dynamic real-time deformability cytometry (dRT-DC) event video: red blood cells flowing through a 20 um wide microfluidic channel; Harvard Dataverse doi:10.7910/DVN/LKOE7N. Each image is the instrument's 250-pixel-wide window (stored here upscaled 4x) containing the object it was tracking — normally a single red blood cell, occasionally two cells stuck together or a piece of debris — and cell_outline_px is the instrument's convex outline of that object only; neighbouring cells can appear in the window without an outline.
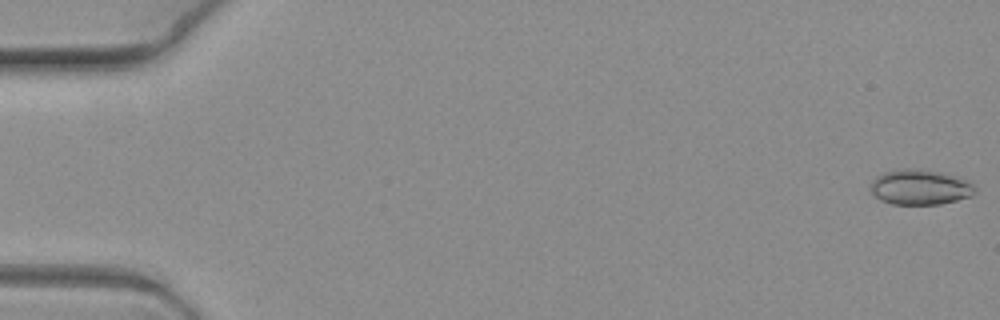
{"species": "common noctule bat (a hibernating species)", "species_latin": "Nyctalus noctula", "temperature_condition": "warm", "stored_images_in_passage": 7, "camera_frame_rate_fps": 3000, "um_per_image_px": 0.085, "animal": {"sex": "female", "body_mass_g": 19.3, "forearm_length_mm": 54.1}, "frame": {"image": 1, "passage_image": 1, "time_ms": 0.0, "image_size_px": [1000, 320], "cell_outline_px": [[976, 192], [972, 196], [940, 204], [892, 204], [880, 200], [868, 188], [872, 180], [884, 172], [900, 168], [920, 168], [940, 172], [964, 180], [972, 184]], "centroid_in_image_um": [78.15, 15.9], "position_along_channel_um": 6.8, "area_um2": 21.39}}